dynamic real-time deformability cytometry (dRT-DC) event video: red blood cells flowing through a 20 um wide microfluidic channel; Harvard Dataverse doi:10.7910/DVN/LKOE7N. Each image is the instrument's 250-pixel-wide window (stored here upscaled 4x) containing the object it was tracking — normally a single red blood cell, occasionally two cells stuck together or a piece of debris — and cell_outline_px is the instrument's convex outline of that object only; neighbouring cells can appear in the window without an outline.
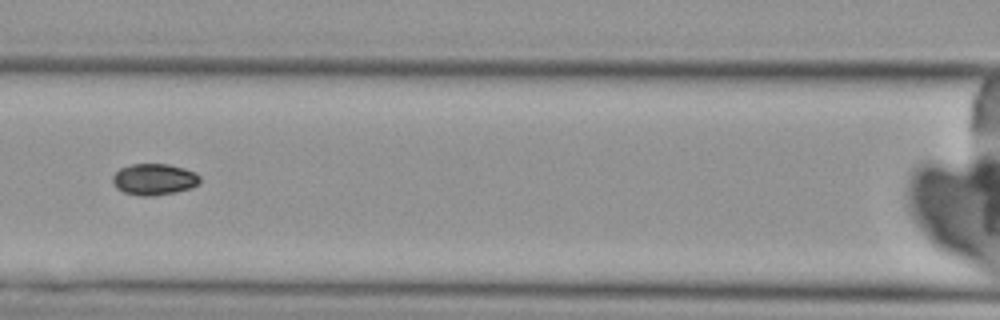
{"species": "Egyptian fruit bat (a non-hibernating species)", "species_latin": "Rousettus aegyptiacus", "temperature_condition": "cold", "stored_images_in_passage": 6, "camera_frame_rate_fps": 3000, "um_per_image_px": 0.085, "animal": {"sex": "female"}, "frame": {"image": 1, "passage_image": 4, "time_ms": 4.0, "image_size_px": [1000, 320], "cell_outline_px": [[200, 184], [192, 188], [176, 192], [152, 196], [140, 196], [124, 192], [116, 188], [112, 180], [112, 176], [120, 168], [132, 164], [168, 164], [184, 168], [196, 172], [200, 176]], "centroid_in_image_um": [13.13, 15.25], "position_along_channel_um": 153.5, "area_um2": 16.13}}
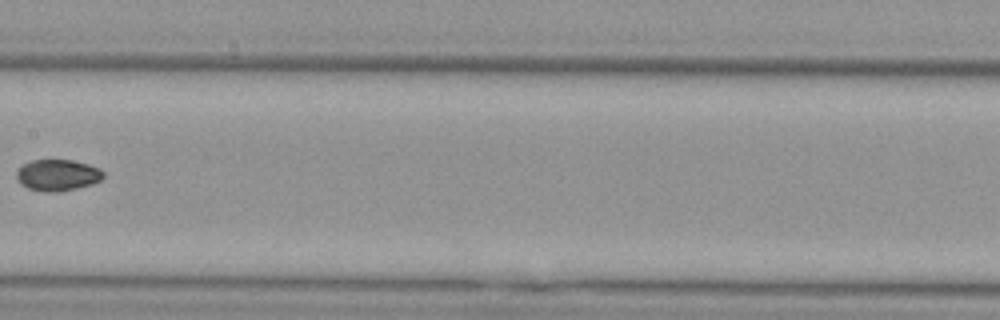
{"frame": {"image": 2, "passage_image": 5, "time_ms": 5.333, "image_size_px": [1000, 320], "cell_outline_px": [[104, 176], [100, 180], [92, 184], [76, 188], [56, 192], [48, 192], [28, 188], [20, 184], [16, 180], [16, 172], [20, 164], [32, 160], [72, 160], [88, 164], [100, 168], [104, 172]], "centroid_in_image_um": [4.86, 14.87], "position_along_channel_um": 202.5, "area_um2": 16.01}}
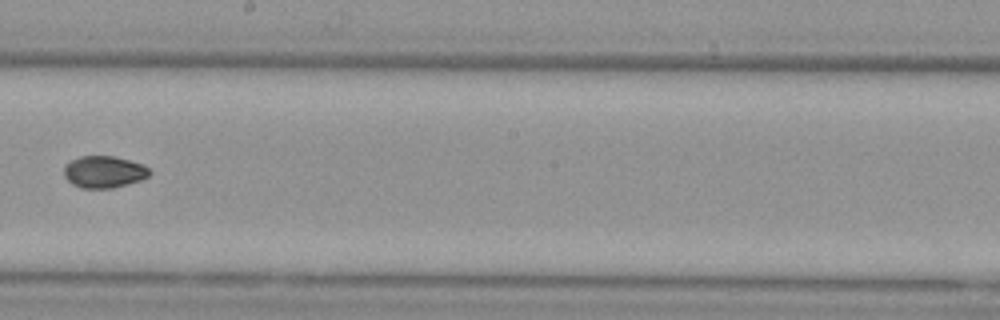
{"frame": {"image": 3, "passage_image": 6, "time_ms": 6.333, "image_size_px": [1000, 320], "cell_outline_px": [[152, 172], [148, 176], [140, 180], [128, 184], [112, 188], [80, 188], [72, 184], [64, 176], [64, 168], [72, 160], [80, 156], [112, 156], [144, 164]], "centroid_in_image_um": [8.85, 14.62], "position_along_channel_um": 239.3, "area_um2": 15.84}}